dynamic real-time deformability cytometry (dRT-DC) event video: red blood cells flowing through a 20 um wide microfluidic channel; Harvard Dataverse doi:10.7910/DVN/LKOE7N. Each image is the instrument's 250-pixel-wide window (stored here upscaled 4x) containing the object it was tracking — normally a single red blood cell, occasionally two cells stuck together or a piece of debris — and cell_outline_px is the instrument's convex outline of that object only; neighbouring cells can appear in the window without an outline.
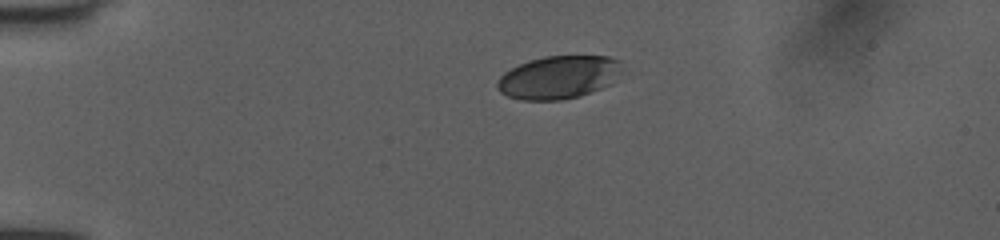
{"species": "human", "species_latin": "Homo sapiens", "temperature_condition": "room temperature", "stored_images_in_passage": 41, "camera_frame_rate_fps": 3000, "um_per_image_px": 0.085, "donor": {"sex": "female"}, "frame": {"image": 1, "passage_image": 1, "time_ms": 0.0, "image_size_px": [1000, 240], "cell_outline_px": [[624, 60], [620, 72], [608, 84], [600, 88], [580, 96], [560, 100], [520, 100], [508, 96], [500, 92], [496, 88], [496, 84], [500, 76], [504, 72], [528, 60], [544, 56], [608, 56]], "centroid_in_image_um": [47.47, 6.56], "position_along_channel_um": 37.5, "area_um2": 31.33}}
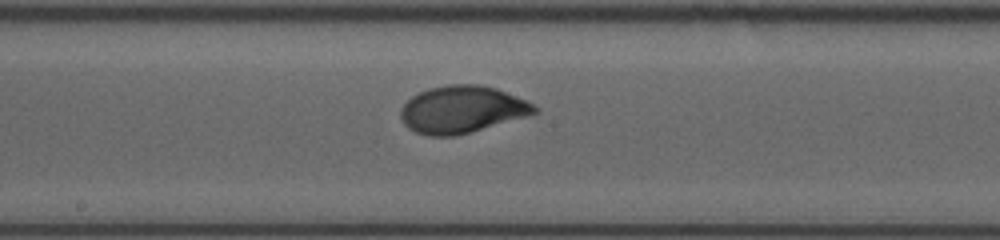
{"frame": {"image": 2, "passage_image": 18, "time_ms": 5.667, "image_size_px": [1000, 240], "cell_outline_px": [[540, 112], [528, 116], [456, 136], [428, 136], [416, 132], [408, 128], [404, 124], [400, 116], [400, 108], [412, 96], [428, 88], [448, 84], [480, 84], [496, 88], [524, 100], [540, 108]], "centroid_in_image_um": [39.26, 9.31], "position_along_channel_um": 208.9, "area_um2": 36.88}}
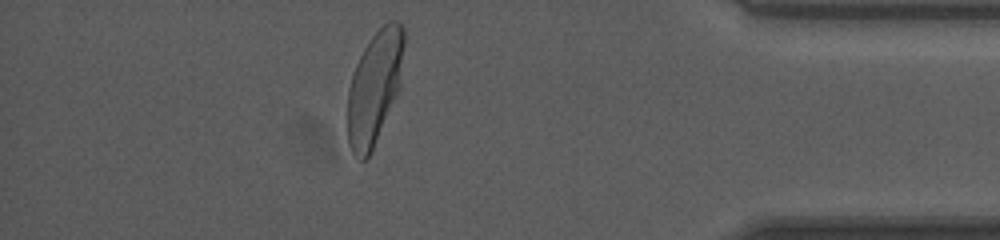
{"frame": {"image": 3, "passage_image": 35, "time_ms": 11.333, "image_size_px": [1000, 240], "cell_outline_px": [[404, 44], [400, 88], [372, 148], [368, 156], [364, 160], [360, 160], [352, 152], [348, 144], [348, 88], [356, 64], [364, 48], [372, 36], [388, 20], [396, 20], [404, 28]], "centroid_in_image_um": [31.84, 7.39], "position_along_channel_um": 403.4, "area_um2": 36.82}, "authors_computed_cell_mechanics": {"area_um2": 36.414, "velocity_mm_per_s": 3.999, "shape_relaxation_time_tau1_ms": 2.7045, "shape_relaxation_time_tau2_ms": null, "deformation_change_tau1": 0.1476, "deformation_change_tau2": null}}